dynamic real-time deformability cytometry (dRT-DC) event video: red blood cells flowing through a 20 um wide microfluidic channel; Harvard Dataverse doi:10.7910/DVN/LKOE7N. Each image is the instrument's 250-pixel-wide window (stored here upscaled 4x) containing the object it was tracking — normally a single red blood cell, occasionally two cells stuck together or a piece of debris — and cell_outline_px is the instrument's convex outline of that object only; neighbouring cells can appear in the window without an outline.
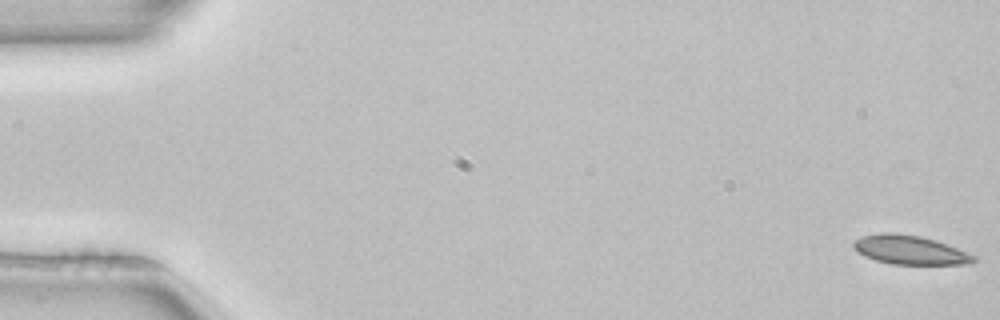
{"species": "common noctule bat (a hibernating species)", "species_latin": "Nyctalus noctula", "temperature_condition": "room temperature", "stored_images_in_passage": 4, "camera_frame_rate_fps": 3000, "um_per_image_px": 0.085, "animal": {"sex": "female", "body_mass_g": 22.7, "forearm_length_mm": 54.2}, "frame": {"image": 1, "passage_image": 1, "time_ms": 0.0, "image_size_px": [1000, 320], "cell_outline_px": [[976, 260], [972, 264], [892, 264], [876, 260], [864, 256], [856, 252], [852, 244], [852, 240], [860, 236], [880, 232], [896, 232], [920, 236], [936, 240], [976, 256]], "centroid_in_image_um": [77.28, 21.23], "position_along_channel_um": 7.7, "area_um2": 20.52}}
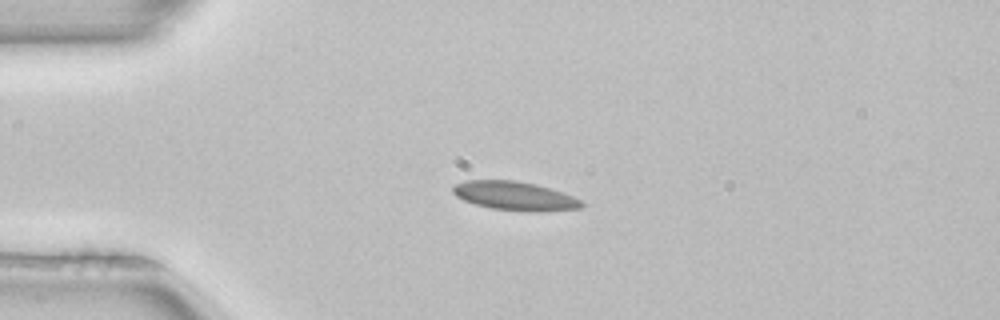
{"frame": {"image": 2, "passage_image": 3, "time_ms": 0.667, "image_size_px": [1000, 320], "cell_outline_px": [[584, 204], [580, 208], [540, 212], [528, 212], [492, 208], [476, 204], [464, 200], [456, 196], [452, 192], [452, 184], [464, 180], [516, 180], [536, 184], [572, 196], [580, 200]], "centroid_in_image_um": [43.71, 16.65], "position_along_channel_um": 41.3, "area_um2": 21.62}}